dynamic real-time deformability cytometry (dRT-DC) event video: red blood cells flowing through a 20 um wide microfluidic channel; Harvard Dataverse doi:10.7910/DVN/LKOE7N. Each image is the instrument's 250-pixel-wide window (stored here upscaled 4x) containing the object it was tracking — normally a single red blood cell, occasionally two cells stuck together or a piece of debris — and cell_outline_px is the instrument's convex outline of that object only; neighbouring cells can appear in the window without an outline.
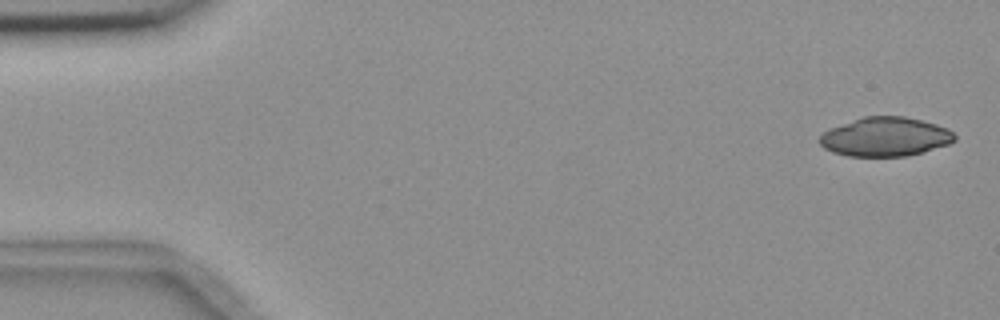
{"species": "common noctule bat (a hibernating species)", "species_latin": "Nyctalus noctula", "temperature_condition": "room temperature", "stored_images_in_passage": 5, "camera_frame_rate_fps": 3000, "um_per_image_px": 0.085, "animal": {"sex": "female", "body_mass_g": 18.4}, "frame": {"image": 1, "passage_image": 1, "time_ms": 0.0, "image_size_px": [1000, 320], "cell_outline_px": [[956, 140], [948, 144], [924, 152], [908, 156], [848, 156], [832, 152], [824, 148], [816, 140], [828, 128], [864, 116], [904, 116], [936, 124], [948, 128], [956, 136]], "centroid_in_image_um": [75.23, 11.63], "position_along_channel_um": 9.8, "area_um2": 30.92}}